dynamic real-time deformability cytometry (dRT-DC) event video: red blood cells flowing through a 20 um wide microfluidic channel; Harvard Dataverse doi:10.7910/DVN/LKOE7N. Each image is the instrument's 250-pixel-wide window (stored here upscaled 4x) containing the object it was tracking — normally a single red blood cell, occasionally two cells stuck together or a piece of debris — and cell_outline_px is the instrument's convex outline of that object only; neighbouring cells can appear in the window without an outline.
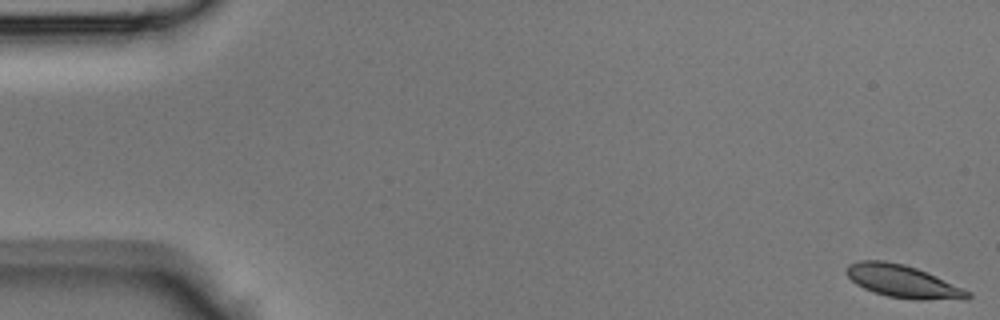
{"species": "Egyptian fruit bat (a non-hibernating species)", "species_latin": "Rousettus aegyptiacus", "temperature_condition": "room temperature", "stored_images_in_passage": 8, "camera_frame_rate_fps": 3000, "um_per_image_px": 0.085, "animal": {"sex": "male"}, "frame": {"image": 1, "passage_image": 1, "time_ms": 0.0, "image_size_px": [1000, 320], "cell_outline_px": [[972, 296], [968, 300], [912, 300], [888, 296], [864, 288], [856, 284], [844, 272], [848, 264], [860, 260], [884, 260], [904, 264], [916, 268], [972, 292]], "centroid_in_image_um": [76.77, 23.93], "position_along_channel_um": 8.2, "area_um2": 23.18}}